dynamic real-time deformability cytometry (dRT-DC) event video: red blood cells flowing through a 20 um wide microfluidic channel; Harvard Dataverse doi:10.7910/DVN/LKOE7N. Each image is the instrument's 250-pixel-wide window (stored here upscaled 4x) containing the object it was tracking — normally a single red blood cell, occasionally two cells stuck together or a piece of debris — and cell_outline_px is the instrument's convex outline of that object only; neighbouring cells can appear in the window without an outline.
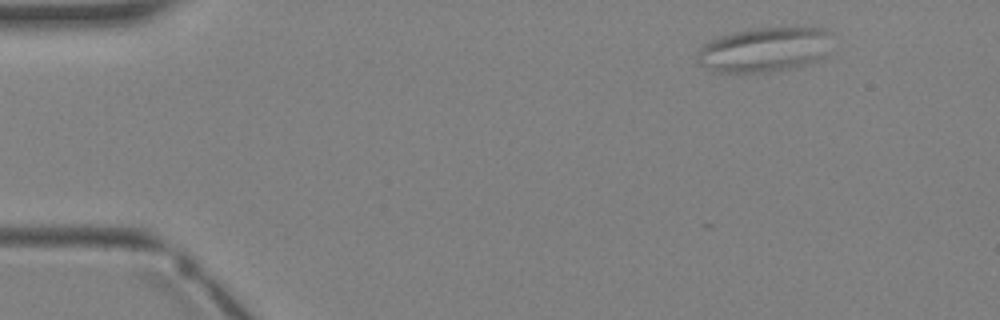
{"species": "Egyptian fruit bat (a non-hibernating species)", "species_latin": "Rousettus aegyptiacus", "temperature_condition": "warm", "stored_images_in_passage": 3, "camera_frame_rate_fps": 3000, "um_per_image_px": 0.085, "animal": {"sex": "female"}, "frame": {"image": 1, "passage_image": 1, "time_ms": 0.0, "image_size_px": [1000, 320], "cell_outline_px": [[828, 56], [812, 64], [792, 68], [768, 72], [712, 72], [704, 68], [696, 60], [696, 52], [704, 44], [720, 36], [732, 32], [756, 28], [824, 28], [828, 32]], "centroid_in_image_um": [64.95, 4.24], "position_along_channel_um": 20.0, "area_um2": 35.32}}